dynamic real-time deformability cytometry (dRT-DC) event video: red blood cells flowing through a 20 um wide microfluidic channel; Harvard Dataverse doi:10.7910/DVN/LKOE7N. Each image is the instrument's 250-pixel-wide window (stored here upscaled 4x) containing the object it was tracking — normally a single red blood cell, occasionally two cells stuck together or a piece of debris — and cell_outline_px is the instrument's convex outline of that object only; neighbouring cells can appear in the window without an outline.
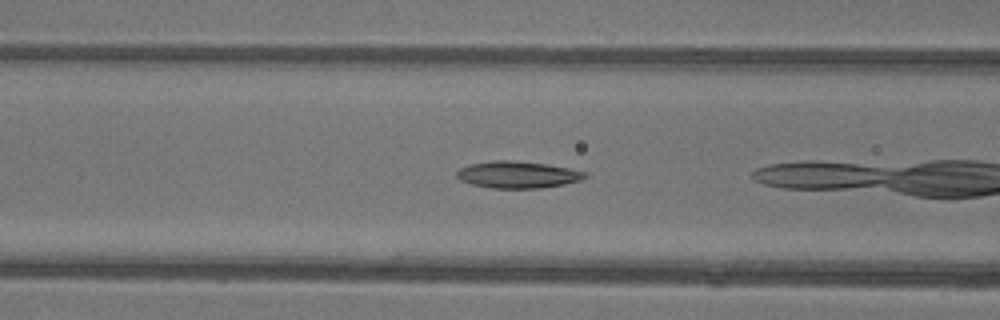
{"species": "common noctule bat (a hibernating species)", "species_latin": "Nyctalus noctula", "temperature_condition": "warm", "stored_images_in_passage": 8, "camera_frame_rate_fps": 3000, "um_per_image_px": 0.085, "animal": {"sex": "female"}, "frame": {"image": 1, "passage_image": 7, "time_ms": 2.0, "image_size_px": [1000, 320], "cell_outline_px": [[588, 176], [580, 180], [564, 184], [540, 188], [492, 188], [472, 184], [460, 180], [456, 176], [456, 172], [460, 168], [472, 164], [492, 160], [508, 160], [548, 164], [588, 172]], "centroid_in_image_um": [44.02, 14.84], "position_along_channel_um": 122.6, "area_um2": 20.0}}